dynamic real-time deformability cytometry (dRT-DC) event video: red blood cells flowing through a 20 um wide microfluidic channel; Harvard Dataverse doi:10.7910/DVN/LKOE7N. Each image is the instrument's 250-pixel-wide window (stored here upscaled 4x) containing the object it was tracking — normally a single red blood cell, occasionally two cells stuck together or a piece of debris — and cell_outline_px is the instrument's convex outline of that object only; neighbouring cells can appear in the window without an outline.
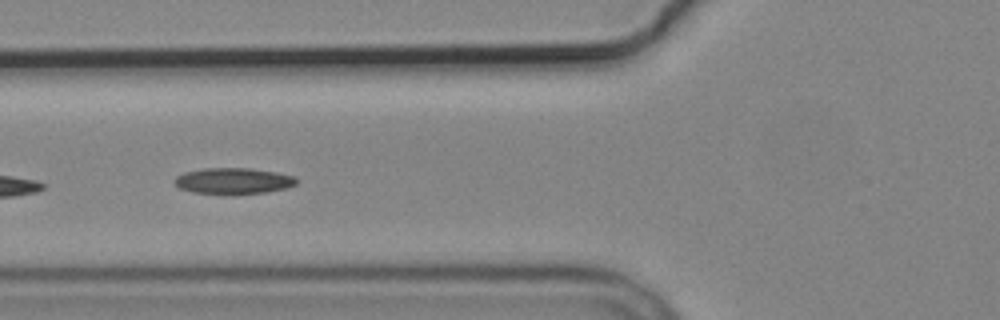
{"species": "common noctule bat (a hibernating species)", "species_latin": "Nyctalus noctula", "temperature_condition": "cold", "stored_images_in_passage": 7, "camera_frame_rate_fps": 3000, "um_per_image_px": 0.085, "animal": {"sex": "male", "body_mass_g": 19.2, "forearm_length_mm": 51.8}, "frame": {"image": 1, "passage_image": 7, "time_ms": 7.0, "image_size_px": [1000, 320], "cell_outline_px": [[296, 184], [288, 188], [264, 192], [192, 192], [180, 188], [172, 180], [176, 176], [184, 172], [204, 168], [252, 168], [276, 172], [296, 176]], "centroid_in_image_um": [19.85, 15.33], "position_along_channel_um": 106.0, "area_um2": 18.03}}